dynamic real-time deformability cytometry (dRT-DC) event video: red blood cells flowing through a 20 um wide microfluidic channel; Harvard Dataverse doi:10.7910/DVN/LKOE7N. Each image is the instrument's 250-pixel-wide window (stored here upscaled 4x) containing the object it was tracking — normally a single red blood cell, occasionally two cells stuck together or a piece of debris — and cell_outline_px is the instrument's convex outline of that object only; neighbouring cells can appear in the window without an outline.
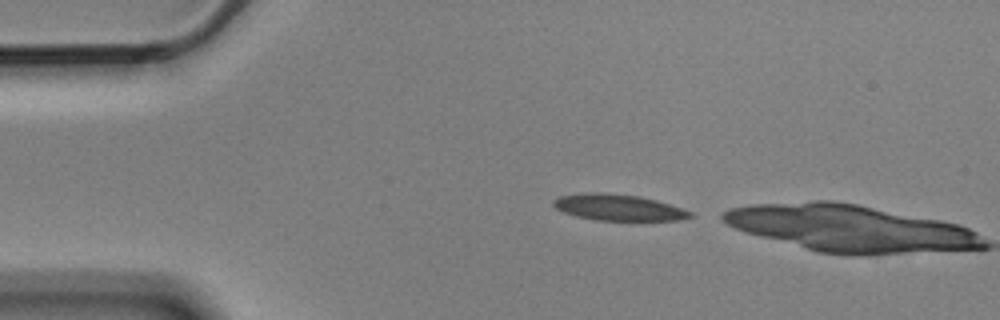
{"species": "Egyptian fruit bat (a non-hibernating species)", "species_latin": "Rousettus aegyptiacus", "temperature_condition": "cold", "stored_images_in_passage": 2, "camera_frame_rate_fps": 3000, "um_per_image_px": 0.085, "animal": {"sex": "male"}, "frame": {"image": 1, "passage_image": 1, "time_ms": 0.0, "image_size_px": [1000, 320], "cell_outline_px": [[692, 216], [680, 220], [596, 220], [576, 216], [564, 212], [556, 208], [552, 204], [552, 200], [560, 196], [588, 192], [604, 192], [640, 196], [656, 200], [692, 212]], "centroid_in_image_um": [52.52, 17.62], "position_along_channel_um": 32.5, "area_um2": 20.75}}